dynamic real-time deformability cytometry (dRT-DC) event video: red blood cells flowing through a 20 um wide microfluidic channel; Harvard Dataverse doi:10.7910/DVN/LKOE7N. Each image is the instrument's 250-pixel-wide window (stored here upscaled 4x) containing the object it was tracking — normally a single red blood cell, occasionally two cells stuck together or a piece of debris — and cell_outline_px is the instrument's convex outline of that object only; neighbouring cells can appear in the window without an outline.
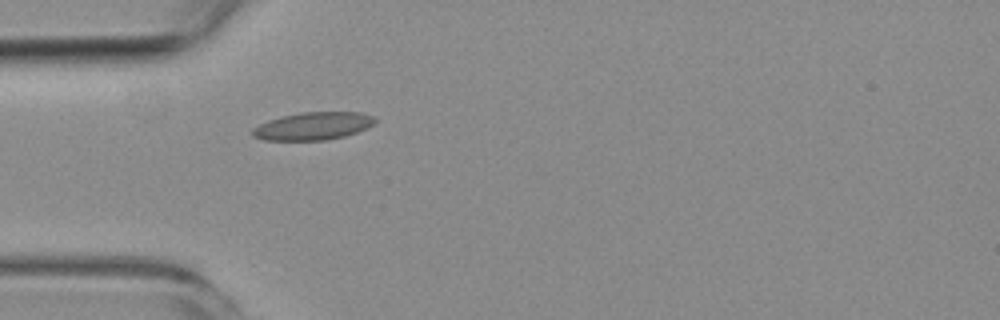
{"species": "common noctule bat (a hibernating species)", "species_latin": "Nyctalus noctula", "temperature_condition": "room temperature", "stored_images_in_passage": 1, "camera_frame_rate_fps": 3000, "um_per_image_px": 0.085, "animal": {"sex": "female", "body_mass_g": 19.3, "forearm_length_mm": 54.1}, "frame": {"image": 1, "passage_image": 1, "time_ms": 0.0, "image_size_px": [1000, 320], "cell_outline_px": [[376, 120], [372, 124], [356, 132], [344, 136], [324, 140], [264, 140], [252, 136], [252, 128], [268, 120], [280, 116], [300, 112], [360, 112], [372, 116]], "centroid_in_image_um": [26.55, 10.71], "position_along_channel_um": 58.4, "area_um2": 19.65}}